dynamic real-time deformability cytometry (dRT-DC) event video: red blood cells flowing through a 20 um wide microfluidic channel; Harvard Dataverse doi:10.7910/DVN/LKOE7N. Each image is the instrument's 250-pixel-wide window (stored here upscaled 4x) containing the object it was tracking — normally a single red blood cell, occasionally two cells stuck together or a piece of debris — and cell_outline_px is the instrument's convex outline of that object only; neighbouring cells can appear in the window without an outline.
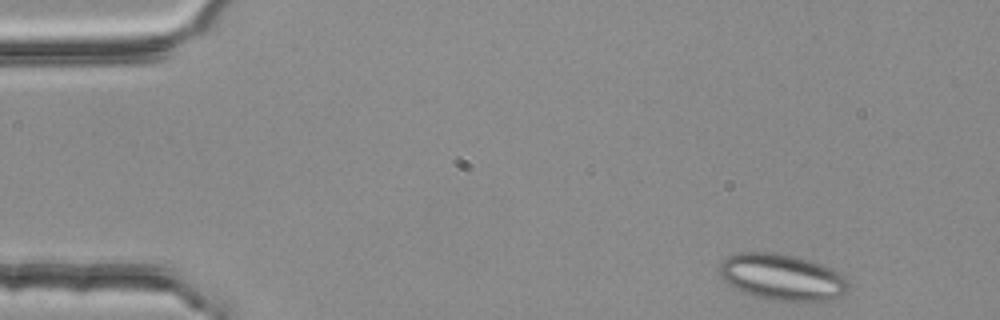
{"species": "common noctule bat (a hibernating species)", "species_latin": "Nyctalus noctula", "temperature_condition": "room temperature", "stored_images_in_passage": 3, "camera_frame_rate_fps": 3000, "um_per_image_px": 0.085, "animal": {"sex": "female", "body_mass_g": 25.1}, "frame": {"image": 1, "passage_image": 1, "time_ms": 0.0, "image_size_px": [1000, 320], "cell_outline_px": [[848, 292], [840, 296], [824, 300], [804, 304], [776, 300], [756, 296], [744, 292], [728, 284], [720, 276], [720, 264], [728, 256], [740, 252], [776, 252], [800, 256], [824, 264], [840, 272], [848, 280]], "centroid_in_image_um": [66.54, 23.56], "position_along_channel_um": 18.5, "area_um2": 35.55}}